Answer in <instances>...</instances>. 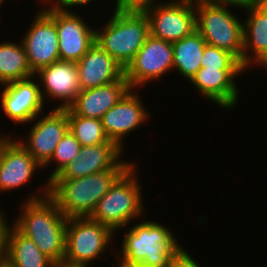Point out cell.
<instances>
[{
  "label": "cell",
  "mask_w": 267,
  "mask_h": 267,
  "mask_svg": "<svg viewBox=\"0 0 267 267\" xmlns=\"http://www.w3.org/2000/svg\"><path fill=\"white\" fill-rule=\"evenodd\" d=\"M42 183L38 192L27 194L19 204V214L11 224L54 263L64 262L68 219L49 196V182Z\"/></svg>",
  "instance_id": "1"
},
{
  "label": "cell",
  "mask_w": 267,
  "mask_h": 267,
  "mask_svg": "<svg viewBox=\"0 0 267 267\" xmlns=\"http://www.w3.org/2000/svg\"><path fill=\"white\" fill-rule=\"evenodd\" d=\"M132 222L125 227L121 249L113 256L117 267H169L171 261L184 249L172 229L159 221ZM139 222V223H138ZM128 230V231H127Z\"/></svg>",
  "instance_id": "2"
},
{
  "label": "cell",
  "mask_w": 267,
  "mask_h": 267,
  "mask_svg": "<svg viewBox=\"0 0 267 267\" xmlns=\"http://www.w3.org/2000/svg\"><path fill=\"white\" fill-rule=\"evenodd\" d=\"M136 165L138 166L137 163H133L115 181L110 190L98 201L95 210L90 215L92 220L109 227L115 234L147 214L141 192L144 187L139 182L141 181L138 176L140 171H137Z\"/></svg>",
  "instance_id": "3"
},
{
  "label": "cell",
  "mask_w": 267,
  "mask_h": 267,
  "mask_svg": "<svg viewBox=\"0 0 267 267\" xmlns=\"http://www.w3.org/2000/svg\"><path fill=\"white\" fill-rule=\"evenodd\" d=\"M126 170H106L75 179H52L49 196L68 218L90 217L98 201Z\"/></svg>",
  "instance_id": "4"
},
{
  "label": "cell",
  "mask_w": 267,
  "mask_h": 267,
  "mask_svg": "<svg viewBox=\"0 0 267 267\" xmlns=\"http://www.w3.org/2000/svg\"><path fill=\"white\" fill-rule=\"evenodd\" d=\"M112 13L95 29V44L125 69L150 35L149 18L145 12L114 9Z\"/></svg>",
  "instance_id": "5"
},
{
  "label": "cell",
  "mask_w": 267,
  "mask_h": 267,
  "mask_svg": "<svg viewBox=\"0 0 267 267\" xmlns=\"http://www.w3.org/2000/svg\"><path fill=\"white\" fill-rule=\"evenodd\" d=\"M114 237L116 234L109 227L90 217L68 218L64 262L91 267L106 257V250L116 253L109 249Z\"/></svg>",
  "instance_id": "6"
},
{
  "label": "cell",
  "mask_w": 267,
  "mask_h": 267,
  "mask_svg": "<svg viewBox=\"0 0 267 267\" xmlns=\"http://www.w3.org/2000/svg\"><path fill=\"white\" fill-rule=\"evenodd\" d=\"M233 11L226 5L196 6V30L208 45L232 53L242 64L243 19Z\"/></svg>",
  "instance_id": "7"
},
{
  "label": "cell",
  "mask_w": 267,
  "mask_h": 267,
  "mask_svg": "<svg viewBox=\"0 0 267 267\" xmlns=\"http://www.w3.org/2000/svg\"><path fill=\"white\" fill-rule=\"evenodd\" d=\"M45 4V5H44ZM37 10L21 42L33 73L60 60L59 39L55 25V7L45 2Z\"/></svg>",
  "instance_id": "8"
},
{
  "label": "cell",
  "mask_w": 267,
  "mask_h": 267,
  "mask_svg": "<svg viewBox=\"0 0 267 267\" xmlns=\"http://www.w3.org/2000/svg\"><path fill=\"white\" fill-rule=\"evenodd\" d=\"M173 58L172 43L150 34L125 68V78L130 88L141 89L148 83L162 80L166 74L173 72Z\"/></svg>",
  "instance_id": "9"
},
{
  "label": "cell",
  "mask_w": 267,
  "mask_h": 267,
  "mask_svg": "<svg viewBox=\"0 0 267 267\" xmlns=\"http://www.w3.org/2000/svg\"><path fill=\"white\" fill-rule=\"evenodd\" d=\"M50 109L52 108H49V112L40 113L27 124L29 129L24 136L25 140L23 137L17 140L41 167L51 159L57 144L69 131L68 108Z\"/></svg>",
  "instance_id": "10"
},
{
  "label": "cell",
  "mask_w": 267,
  "mask_h": 267,
  "mask_svg": "<svg viewBox=\"0 0 267 267\" xmlns=\"http://www.w3.org/2000/svg\"><path fill=\"white\" fill-rule=\"evenodd\" d=\"M2 87V88H1ZM0 112L16 125L30 123L37 115L47 110L37 78L13 81L0 86Z\"/></svg>",
  "instance_id": "11"
},
{
  "label": "cell",
  "mask_w": 267,
  "mask_h": 267,
  "mask_svg": "<svg viewBox=\"0 0 267 267\" xmlns=\"http://www.w3.org/2000/svg\"><path fill=\"white\" fill-rule=\"evenodd\" d=\"M150 34L158 39L176 42L196 30L195 7L173 0H161L147 9Z\"/></svg>",
  "instance_id": "12"
},
{
  "label": "cell",
  "mask_w": 267,
  "mask_h": 267,
  "mask_svg": "<svg viewBox=\"0 0 267 267\" xmlns=\"http://www.w3.org/2000/svg\"><path fill=\"white\" fill-rule=\"evenodd\" d=\"M0 137V193L21 189L43 169L33 156L17 141L16 135ZM34 174V175H33ZM20 187V188H19Z\"/></svg>",
  "instance_id": "13"
},
{
  "label": "cell",
  "mask_w": 267,
  "mask_h": 267,
  "mask_svg": "<svg viewBox=\"0 0 267 267\" xmlns=\"http://www.w3.org/2000/svg\"><path fill=\"white\" fill-rule=\"evenodd\" d=\"M139 92V89H130L101 119L110 141L115 142L123 151L126 136L140 130L142 124L145 125L150 120L149 111Z\"/></svg>",
  "instance_id": "14"
},
{
  "label": "cell",
  "mask_w": 267,
  "mask_h": 267,
  "mask_svg": "<svg viewBox=\"0 0 267 267\" xmlns=\"http://www.w3.org/2000/svg\"><path fill=\"white\" fill-rule=\"evenodd\" d=\"M123 152L115 142L82 146L75 159L54 179H75L106 170H127L134 161H125Z\"/></svg>",
  "instance_id": "15"
},
{
  "label": "cell",
  "mask_w": 267,
  "mask_h": 267,
  "mask_svg": "<svg viewBox=\"0 0 267 267\" xmlns=\"http://www.w3.org/2000/svg\"><path fill=\"white\" fill-rule=\"evenodd\" d=\"M34 76L39 80L45 106L48 100H56L58 106L54 105V108L66 109L81 91L77 63L73 61L59 60L39 69Z\"/></svg>",
  "instance_id": "16"
},
{
  "label": "cell",
  "mask_w": 267,
  "mask_h": 267,
  "mask_svg": "<svg viewBox=\"0 0 267 267\" xmlns=\"http://www.w3.org/2000/svg\"><path fill=\"white\" fill-rule=\"evenodd\" d=\"M75 10L55 7L61 61H79L95 44V28ZM90 24V25H88ZM90 26L92 28H90Z\"/></svg>",
  "instance_id": "17"
},
{
  "label": "cell",
  "mask_w": 267,
  "mask_h": 267,
  "mask_svg": "<svg viewBox=\"0 0 267 267\" xmlns=\"http://www.w3.org/2000/svg\"><path fill=\"white\" fill-rule=\"evenodd\" d=\"M242 10L247 16L243 18L242 66L247 71L252 66L263 68L267 66V0H252Z\"/></svg>",
  "instance_id": "18"
},
{
  "label": "cell",
  "mask_w": 267,
  "mask_h": 267,
  "mask_svg": "<svg viewBox=\"0 0 267 267\" xmlns=\"http://www.w3.org/2000/svg\"><path fill=\"white\" fill-rule=\"evenodd\" d=\"M247 70H219L218 68L201 67L189 83L204 99L215 103L221 109L233 110L239 101L237 79ZM238 77V78H237Z\"/></svg>",
  "instance_id": "19"
},
{
  "label": "cell",
  "mask_w": 267,
  "mask_h": 267,
  "mask_svg": "<svg viewBox=\"0 0 267 267\" xmlns=\"http://www.w3.org/2000/svg\"><path fill=\"white\" fill-rule=\"evenodd\" d=\"M76 63L81 90L108 85L125 76V69L97 44Z\"/></svg>",
  "instance_id": "20"
},
{
  "label": "cell",
  "mask_w": 267,
  "mask_h": 267,
  "mask_svg": "<svg viewBox=\"0 0 267 267\" xmlns=\"http://www.w3.org/2000/svg\"><path fill=\"white\" fill-rule=\"evenodd\" d=\"M130 89L124 76L108 85L81 90L68 108L78 116L102 119Z\"/></svg>",
  "instance_id": "21"
},
{
  "label": "cell",
  "mask_w": 267,
  "mask_h": 267,
  "mask_svg": "<svg viewBox=\"0 0 267 267\" xmlns=\"http://www.w3.org/2000/svg\"><path fill=\"white\" fill-rule=\"evenodd\" d=\"M5 260L16 267H52L54 262L12 224L6 232Z\"/></svg>",
  "instance_id": "22"
},
{
  "label": "cell",
  "mask_w": 267,
  "mask_h": 267,
  "mask_svg": "<svg viewBox=\"0 0 267 267\" xmlns=\"http://www.w3.org/2000/svg\"><path fill=\"white\" fill-rule=\"evenodd\" d=\"M206 42L197 30L188 36L172 43L173 49V71L178 72L180 77L187 82L201 68Z\"/></svg>",
  "instance_id": "23"
},
{
  "label": "cell",
  "mask_w": 267,
  "mask_h": 267,
  "mask_svg": "<svg viewBox=\"0 0 267 267\" xmlns=\"http://www.w3.org/2000/svg\"><path fill=\"white\" fill-rule=\"evenodd\" d=\"M33 75L21 40L19 43L0 40V86Z\"/></svg>",
  "instance_id": "24"
},
{
  "label": "cell",
  "mask_w": 267,
  "mask_h": 267,
  "mask_svg": "<svg viewBox=\"0 0 267 267\" xmlns=\"http://www.w3.org/2000/svg\"><path fill=\"white\" fill-rule=\"evenodd\" d=\"M69 131L78 140L81 146H96L110 141L101 119L86 118L75 115L68 108Z\"/></svg>",
  "instance_id": "25"
},
{
  "label": "cell",
  "mask_w": 267,
  "mask_h": 267,
  "mask_svg": "<svg viewBox=\"0 0 267 267\" xmlns=\"http://www.w3.org/2000/svg\"><path fill=\"white\" fill-rule=\"evenodd\" d=\"M81 144L78 140L68 131L61 141L57 144L51 159L42 167V171L54 165L53 170L51 169L49 177H46V181L50 182L54 179L66 165H68L75 157L79 154Z\"/></svg>",
  "instance_id": "26"
},
{
  "label": "cell",
  "mask_w": 267,
  "mask_h": 267,
  "mask_svg": "<svg viewBox=\"0 0 267 267\" xmlns=\"http://www.w3.org/2000/svg\"><path fill=\"white\" fill-rule=\"evenodd\" d=\"M201 67L219 70H246L241 62L230 52L206 44Z\"/></svg>",
  "instance_id": "27"
},
{
  "label": "cell",
  "mask_w": 267,
  "mask_h": 267,
  "mask_svg": "<svg viewBox=\"0 0 267 267\" xmlns=\"http://www.w3.org/2000/svg\"><path fill=\"white\" fill-rule=\"evenodd\" d=\"M113 2H115L114 6H112L114 7L113 9L136 12H145L147 9L160 3L159 0H114Z\"/></svg>",
  "instance_id": "28"
},
{
  "label": "cell",
  "mask_w": 267,
  "mask_h": 267,
  "mask_svg": "<svg viewBox=\"0 0 267 267\" xmlns=\"http://www.w3.org/2000/svg\"><path fill=\"white\" fill-rule=\"evenodd\" d=\"M98 2V0H96ZM92 2H95L94 0H46L45 3L51 7H56L59 9H67V10H73L72 8L77 6V10L80 7H85V5L88 7L90 4L92 5ZM80 6V7H79Z\"/></svg>",
  "instance_id": "29"
},
{
  "label": "cell",
  "mask_w": 267,
  "mask_h": 267,
  "mask_svg": "<svg viewBox=\"0 0 267 267\" xmlns=\"http://www.w3.org/2000/svg\"><path fill=\"white\" fill-rule=\"evenodd\" d=\"M187 249H183L170 263L169 267H202V264L196 261V259L189 254Z\"/></svg>",
  "instance_id": "30"
},
{
  "label": "cell",
  "mask_w": 267,
  "mask_h": 267,
  "mask_svg": "<svg viewBox=\"0 0 267 267\" xmlns=\"http://www.w3.org/2000/svg\"><path fill=\"white\" fill-rule=\"evenodd\" d=\"M5 209L1 210L0 208V263L5 260V251H6V232L10 223L6 218ZM4 211V212H3Z\"/></svg>",
  "instance_id": "31"
},
{
  "label": "cell",
  "mask_w": 267,
  "mask_h": 267,
  "mask_svg": "<svg viewBox=\"0 0 267 267\" xmlns=\"http://www.w3.org/2000/svg\"><path fill=\"white\" fill-rule=\"evenodd\" d=\"M252 0H210V4L213 5H226V6H233L234 9L236 8L237 12ZM240 8V10H239Z\"/></svg>",
  "instance_id": "32"
},
{
  "label": "cell",
  "mask_w": 267,
  "mask_h": 267,
  "mask_svg": "<svg viewBox=\"0 0 267 267\" xmlns=\"http://www.w3.org/2000/svg\"><path fill=\"white\" fill-rule=\"evenodd\" d=\"M173 1L194 7L202 4H210V0H173Z\"/></svg>",
  "instance_id": "33"
},
{
  "label": "cell",
  "mask_w": 267,
  "mask_h": 267,
  "mask_svg": "<svg viewBox=\"0 0 267 267\" xmlns=\"http://www.w3.org/2000/svg\"><path fill=\"white\" fill-rule=\"evenodd\" d=\"M52 267H88V266L72 265V264H68L65 262H57V263H54Z\"/></svg>",
  "instance_id": "34"
},
{
  "label": "cell",
  "mask_w": 267,
  "mask_h": 267,
  "mask_svg": "<svg viewBox=\"0 0 267 267\" xmlns=\"http://www.w3.org/2000/svg\"><path fill=\"white\" fill-rule=\"evenodd\" d=\"M0 267H16L9 263L8 261L4 260L2 263H0Z\"/></svg>",
  "instance_id": "35"
},
{
  "label": "cell",
  "mask_w": 267,
  "mask_h": 267,
  "mask_svg": "<svg viewBox=\"0 0 267 267\" xmlns=\"http://www.w3.org/2000/svg\"><path fill=\"white\" fill-rule=\"evenodd\" d=\"M7 0H0V9L4 5L3 3L6 2Z\"/></svg>",
  "instance_id": "36"
},
{
  "label": "cell",
  "mask_w": 267,
  "mask_h": 267,
  "mask_svg": "<svg viewBox=\"0 0 267 267\" xmlns=\"http://www.w3.org/2000/svg\"><path fill=\"white\" fill-rule=\"evenodd\" d=\"M2 130H0V137L2 136V135H5V133H3V132H1Z\"/></svg>",
  "instance_id": "37"
},
{
  "label": "cell",
  "mask_w": 267,
  "mask_h": 267,
  "mask_svg": "<svg viewBox=\"0 0 267 267\" xmlns=\"http://www.w3.org/2000/svg\"><path fill=\"white\" fill-rule=\"evenodd\" d=\"M45 1H46V0H38L39 3H40V2L42 3V2H45Z\"/></svg>",
  "instance_id": "38"
}]
</instances>
